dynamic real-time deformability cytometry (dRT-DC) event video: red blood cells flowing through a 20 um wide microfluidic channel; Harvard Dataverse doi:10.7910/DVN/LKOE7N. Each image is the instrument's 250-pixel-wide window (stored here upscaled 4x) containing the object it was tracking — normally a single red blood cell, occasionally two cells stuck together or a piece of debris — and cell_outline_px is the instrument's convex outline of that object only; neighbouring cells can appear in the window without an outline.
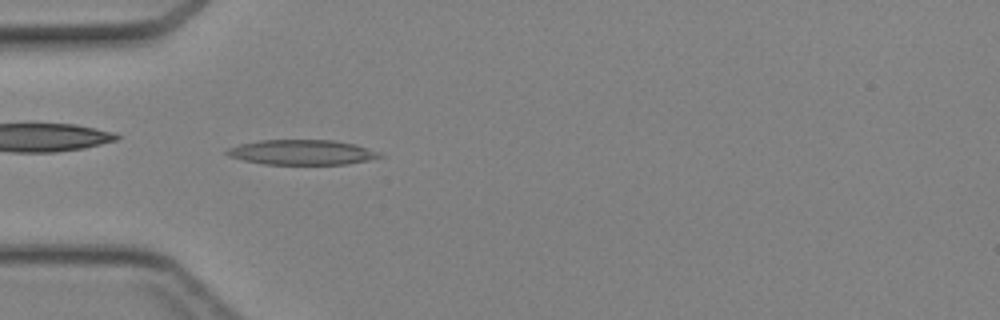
{"species": "Egyptian fruit bat (a non-hibernating species)", "species_latin": "Rousettus aegyptiacus", "temperature_condition": "cold", "stored_images_in_passage": 21, "camera_frame_rate_fps": 3000, "um_per_image_px": 0.085, "animal": {"sex": "female"}, "frame": {"image": 1, "passage_image": 1, "time_ms": 0.0, "image_size_px": [1000, 320], "cell_outline_px": [[384, 156], [368, 160], [344, 164], [264, 164], [244, 160], [228, 156], [224, 152], [228, 148], [240, 144], [260, 140], [332, 140], [356, 144], [380, 152]], "centroid_in_image_um": [25.66, 12.94], "position_along_channel_um": 59.3, "area_um2": 22.2}}
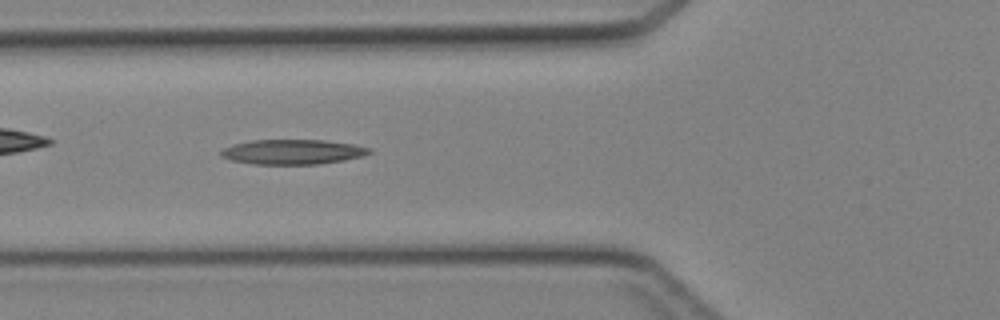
{"frame": {"image": 2, "passage_image": 4, "time_ms": 1.0, "image_size_px": [1000, 320], "cell_outline_px": [[372, 152], [364, 156], [344, 160], [320, 164], [252, 164], [232, 160], [220, 156], [220, 152], [224, 148], [232, 144], [252, 140], [324, 140], [352, 144], [372, 148]], "centroid_in_image_um": [24.89, 12.91], "position_along_channel_um": 100.9, "area_um2": 21.56}}